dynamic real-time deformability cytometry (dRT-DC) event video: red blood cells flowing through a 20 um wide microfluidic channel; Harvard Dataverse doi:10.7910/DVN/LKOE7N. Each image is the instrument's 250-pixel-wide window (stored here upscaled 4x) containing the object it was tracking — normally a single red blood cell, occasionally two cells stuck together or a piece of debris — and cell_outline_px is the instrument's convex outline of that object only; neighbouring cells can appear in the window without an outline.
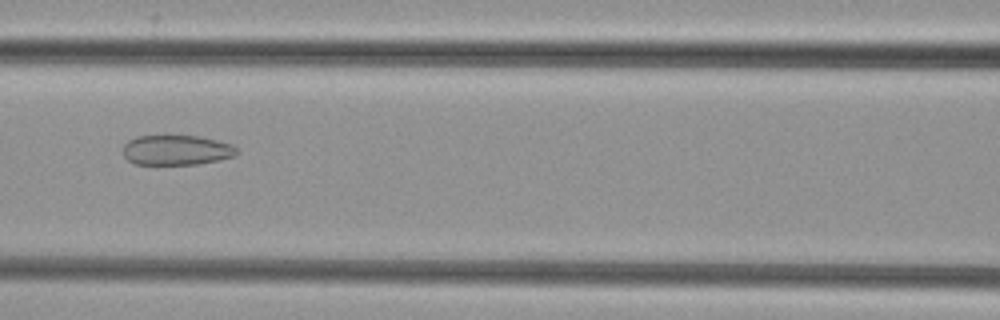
{"species": "common noctule bat (a hibernating species)", "species_latin": "Nyctalus noctula", "temperature_condition": "cold", "stored_images_in_passage": 40, "camera_frame_rate_fps": 3000, "um_per_image_px": 0.085, "animal": {"sex": "female", "body_mass_g": 29.2, "forearm_length_mm": 56.3}, "frame": {"image": 1, "passage_image": 18, "time_ms": 5.667, "image_size_px": [1000, 320], "cell_outline_px": [[240, 152], [232, 156], [220, 160], [196, 164], [132, 164], [124, 156], [124, 144], [128, 140], [136, 136], [200, 136], [232, 144]], "centroid_in_image_um": [15.0, 12.76], "position_along_channel_um": 151.6, "area_um2": 19.88}}
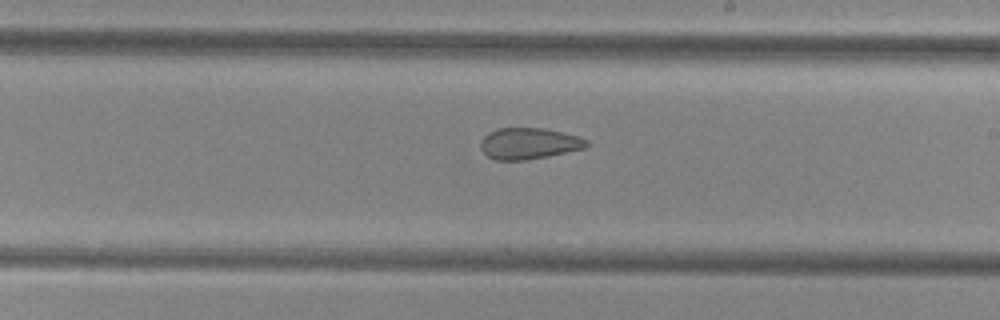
{"frame": {"image": 2, "passage_image": 25, "time_ms": 8.0, "image_size_px": [1000, 320], "cell_outline_px": [[588, 144], [584, 148], [548, 156], [524, 160], [496, 160], [488, 156], [480, 148], [480, 140], [488, 132], [496, 128], [544, 128], [576, 136], [588, 140]], "centroid_in_image_um": [44.9, 12.19], "position_along_channel_um": 244.1, "area_um2": 19.19}}
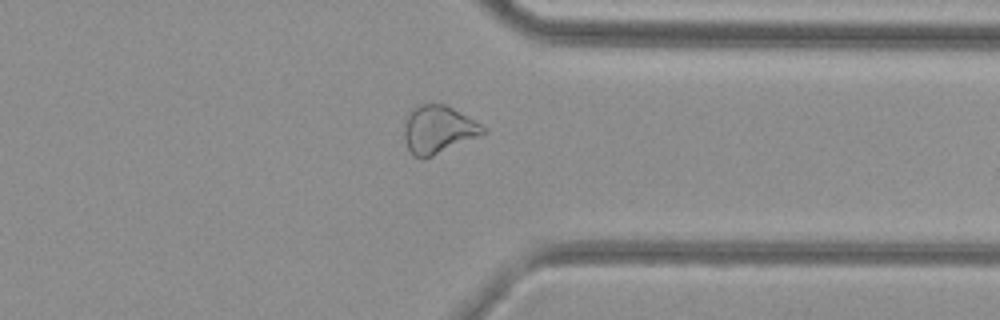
{"frame": {"image": 3, "passage_image": 35, "time_ms": 11.333, "image_size_px": [1000, 320], "cell_outline_px": [[484, 132], [476, 136], [424, 160], [412, 156], [408, 148], [404, 136], [404, 120], [408, 112], [412, 108], [420, 104], [444, 104], [452, 108], [480, 124], [484, 128]], "centroid_in_image_um": [37.15, 11.01], "position_along_channel_um": 374.3, "area_um2": 21.62}}